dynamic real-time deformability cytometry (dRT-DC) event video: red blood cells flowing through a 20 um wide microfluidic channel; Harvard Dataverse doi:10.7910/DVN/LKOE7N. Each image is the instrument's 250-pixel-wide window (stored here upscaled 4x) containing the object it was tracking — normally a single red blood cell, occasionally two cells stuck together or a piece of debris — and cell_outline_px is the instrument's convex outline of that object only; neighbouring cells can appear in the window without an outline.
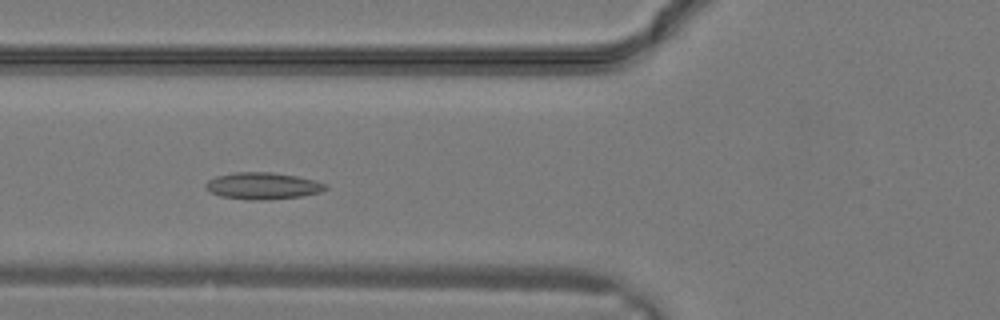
{"species": "common noctule bat (a hibernating species)", "species_latin": "Nyctalus noctula", "temperature_condition": "warm", "stored_images_in_passage": 19, "camera_frame_rate_fps": 3000, "um_per_image_px": 0.085, "animal": {"sex": "male", "body_mass_g": 19.2, "forearm_length_mm": 51.8}, "frame": {"image": 1, "passage_image": 8, "time_ms": 2.333, "image_size_px": [1000, 320], "cell_outline_px": [[328, 188], [320, 192], [300, 196], [268, 200], [248, 200], [220, 196], [204, 188], [204, 184], [208, 180], [216, 176], [232, 172], [272, 172], [296, 176], [328, 184]], "centroid_in_image_um": [22.3, 15.8], "position_along_channel_um": 103.5, "area_um2": 18.79}}
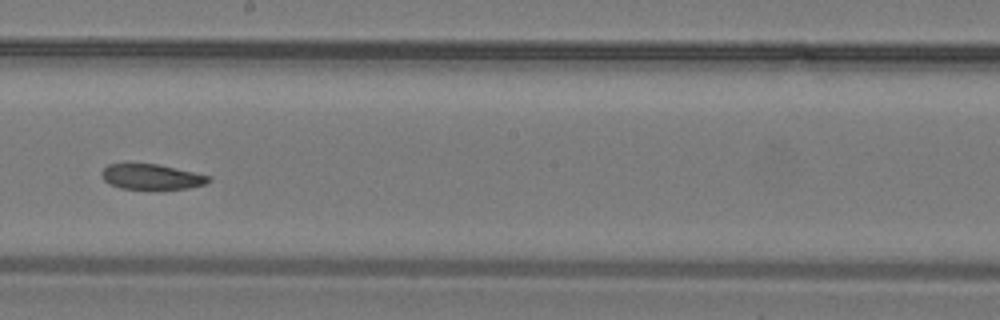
{"frame": {"image": 2, "passage_image": 14, "time_ms": 4.333, "image_size_px": [1000, 320], "cell_outline_px": [[212, 180], [204, 184], [188, 188], [120, 188], [108, 184], [104, 180], [100, 172], [108, 164], [160, 164], [212, 176]], "centroid_in_image_um": [12.89, 15.01], "position_along_channel_um": 235.3, "area_um2": 15.66}}
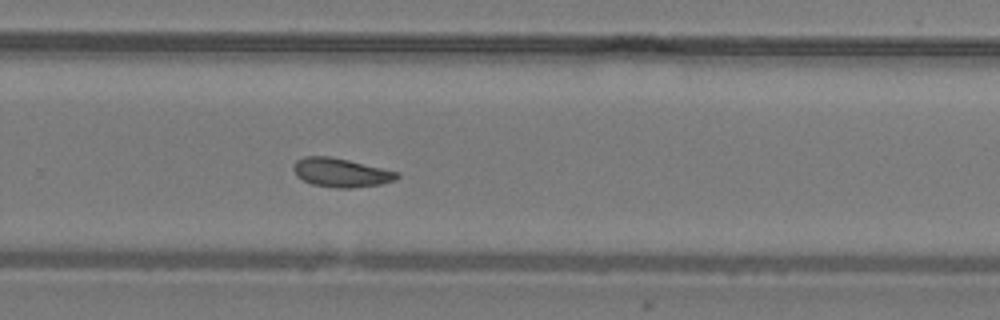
{"frame": {"image": 3, "passage_image": 17, "time_ms": 5.333, "image_size_px": [1000, 320], "cell_outline_px": [[400, 176], [396, 180], [380, 184], [352, 188], [336, 188], [312, 184], [296, 176], [292, 168], [296, 160], [304, 156], [328, 156], [348, 160], [400, 172]], "centroid_in_image_um": [28.98, 14.67], "position_along_channel_um": 300.8, "area_um2": 17.46}}